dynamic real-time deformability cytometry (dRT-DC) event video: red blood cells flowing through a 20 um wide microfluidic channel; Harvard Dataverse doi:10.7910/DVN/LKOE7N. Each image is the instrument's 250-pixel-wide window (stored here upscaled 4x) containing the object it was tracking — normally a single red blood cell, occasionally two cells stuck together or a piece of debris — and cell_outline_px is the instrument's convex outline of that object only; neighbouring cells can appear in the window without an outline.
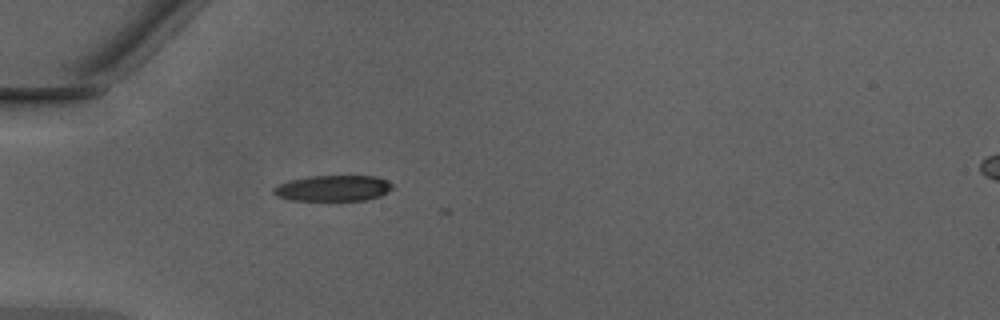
{"species": "Egyptian fruit bat (a non-hibernating species)", "species_latin": "Rousettus aegyptiacus", "temperature_condition": "warm", "stored_images_in_passage": 4, "camera_frame_rate_fps": 3000, "um_per_image_px": 0.085, "animal": {"sex": "male"}, "frame": {"image": 1, "passage_image": 1, "time_ms": 0.0, "image_size_px": [1000, 320], "cell_outline_px": [[392, 188], [388, 192], [380, 196], [368, 200], [292, 200], [276, 196], [272, 192], [272, 188], [288, 180], [308, 176], [376, 176], [392, 184]], "centroid_in_image_um": [28.29, 16.0], "position_along_channel_um": 56.7, "area_um2": 17.92}}